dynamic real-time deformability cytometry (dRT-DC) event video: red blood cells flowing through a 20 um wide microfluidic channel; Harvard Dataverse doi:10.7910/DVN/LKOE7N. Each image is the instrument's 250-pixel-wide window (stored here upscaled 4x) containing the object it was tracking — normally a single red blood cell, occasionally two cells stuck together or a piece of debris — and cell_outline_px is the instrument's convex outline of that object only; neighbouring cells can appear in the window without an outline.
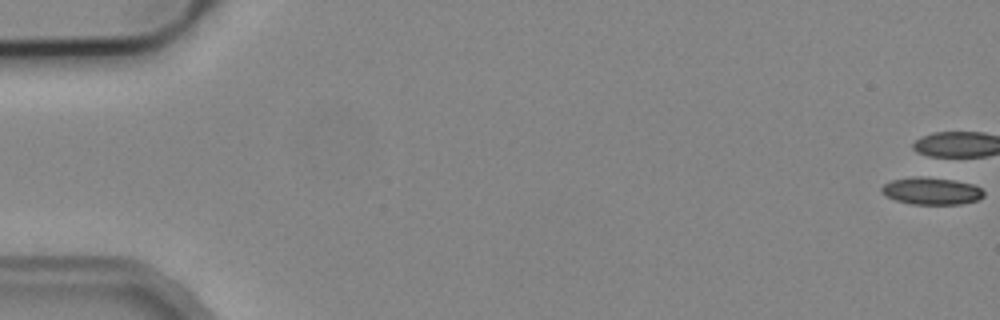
{"species": "common noctule bat (a hibernating species)", "species_latin": "Nyctalus noctula", "temperature_condition": "cold", "stored_images_in_passage": 5, "camera_frame_rate_fps": 3000, "um_per_image_px": 0.085, "animal": {"sex": "male", "body_mass_g": 19.2, "forearm_length_mm": 51.8}, "frame": {"image": 1, "passage_image": 1, "time_ms": 0.0, "image_size_px": [1000, 320], "cell_outline_px": [[984, 196], [976, 200], [960, 204], [912, 204], [896, 200], [880, 192], [880, 188], [884, 184], [892, 180], [912, 176], [924, 176], [956, 180], [972, 184], [980, 188], [984, 192]], "centroid_in_image_um": [79.16, 16.22], "position_along_channel_um": 5.8, "area_um2": 16.24}}